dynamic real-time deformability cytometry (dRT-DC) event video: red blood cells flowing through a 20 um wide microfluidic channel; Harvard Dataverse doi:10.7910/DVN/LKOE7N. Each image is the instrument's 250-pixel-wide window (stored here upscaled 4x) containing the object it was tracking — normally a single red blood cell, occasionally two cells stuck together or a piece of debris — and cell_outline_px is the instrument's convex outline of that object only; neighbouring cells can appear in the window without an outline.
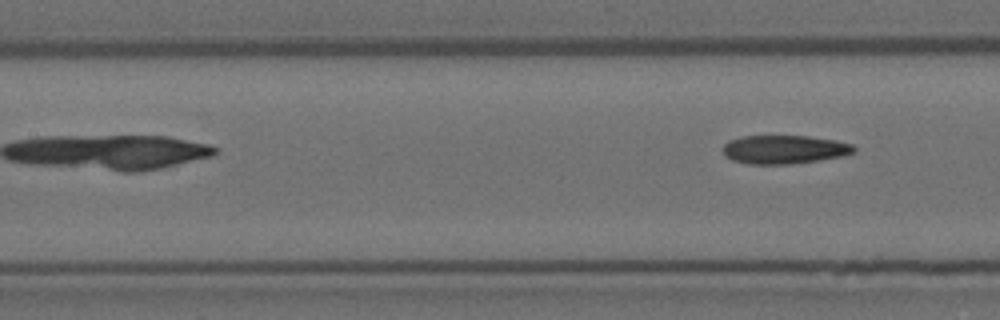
{"species": "Egyptian fruit bat (a non-hibernating species)", "species_latin": "Rousettus aegyptiacus", "temperature_condition": "room temperature", "stored_images_in_passage": 7, "camera_frame_rate_fps": 3000, "um_per_image_px": 0.085, "animal": {"sex": "female"}, "frame": {"image": 1, "passage_image": 7, "time_ms": 2.0, "image_size_px": [1000, 320], "cell_outline_px": [[856, 152], [844, 156], [820, 160], [788, 164], [748, 164], [732, 160], [724, 156], [724, 144], [728, 140], [740, 136], [808, 136], [836, 140], [852, 144], [856, 148]], "centroid_in_image_um": [66.68, 12.7], "position_along_channel_um": 140.7, "area_um2": 22.02}}